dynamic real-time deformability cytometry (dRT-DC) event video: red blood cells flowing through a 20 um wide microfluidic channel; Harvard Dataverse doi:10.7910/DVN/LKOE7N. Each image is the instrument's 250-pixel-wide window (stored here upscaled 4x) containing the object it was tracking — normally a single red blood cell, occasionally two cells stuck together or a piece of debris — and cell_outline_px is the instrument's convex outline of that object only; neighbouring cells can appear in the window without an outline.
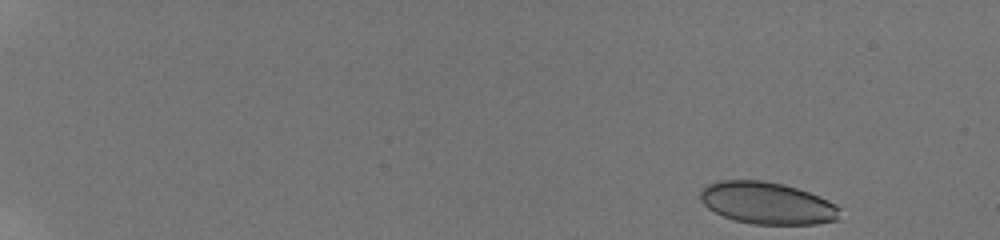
{"species": "human", "species_latin": "Homo sapiens", "temperature_condition": "room temperature", "stored_images_in_passage": 51, "camera_frame_rate_fps": 3000, "um_per_image_px": 0.085, "donor": {"sex": "male"}, "frame": {"image": 1, "passage_image": 1, "time_ms": 0.0, "image_size_px": [1000, 240], "cell_outline_px": [[840, 208], [836, 220], [816, 224], [752, 224], [732, 220], [708, 208], [700, 200], [700, 192], [708, 184], [720, 180], [760, 180], [784, 184], [808, 192], [828, 200], [836, 204]], "centroid_in_image_um": [65.19, 17.26], "position_along_channel_um": 19.8, "area_um2": 34.04}}
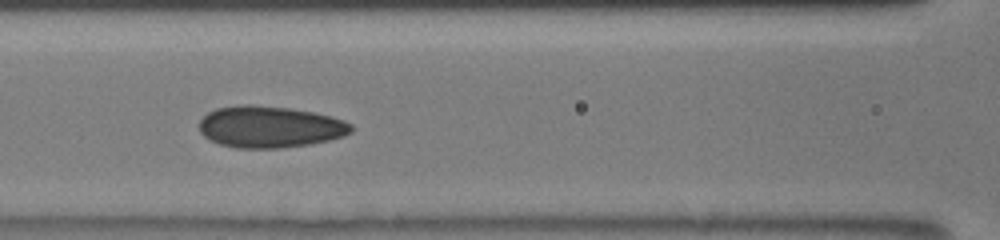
{"frame": {"image": 2, "passage_image": 24, "time_ms": 7.667, "image_size_px": [1000, 240], "cell_outline_px": [[352, 132], [344, 136], [328, 140], [308, 144], [280, 148], [236, 148], [220, 144], [204, 136], [200, 132], [200, 120], [208, 112], [216, 108], [240, 104], [252, 104], [292, 108], [332, 116], [344, 120], [352, 124]], "centroid_in_image_um": [22.94, 10.77], "position_along_channel_um": 143.7, "area_um2": 36.99}}
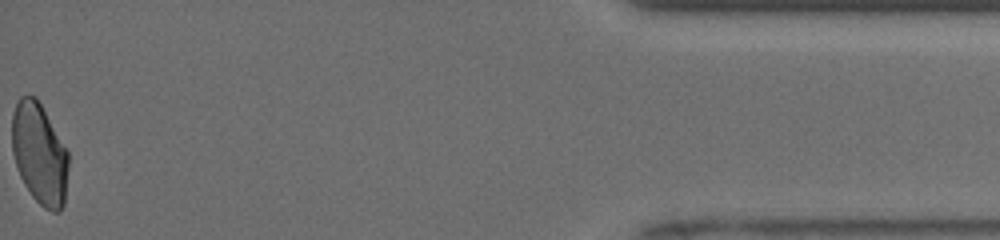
{"frame": {"image": 3, "passage_image": 51, "time_ms": 16.667, "image_size_px": [1000, 240], "cell_outline_px": [[68, 168], [64, 204], [60, 212], [52, 212], [44, 208], [32, 196], [24, 184], [20, 176], [12, 152], [12, 112], [20, 96], [36, 96], [68, 152]], "centroid_in_image_um": [3.35, 13.08], "position_along_channel_um": 431.9, "area_um2": 33.18}, "authors_computed_cell_mechanics": {"area_um2": 35.3158, "velocity_mm_per_s": 3.9521, "shape_relaxation_time_tau1_ms": null, "shape_relaxation_time_tau2_ms": 1.2234, "deformation_change_tau1": null, "deformation_change_tau2": 0.0793}}